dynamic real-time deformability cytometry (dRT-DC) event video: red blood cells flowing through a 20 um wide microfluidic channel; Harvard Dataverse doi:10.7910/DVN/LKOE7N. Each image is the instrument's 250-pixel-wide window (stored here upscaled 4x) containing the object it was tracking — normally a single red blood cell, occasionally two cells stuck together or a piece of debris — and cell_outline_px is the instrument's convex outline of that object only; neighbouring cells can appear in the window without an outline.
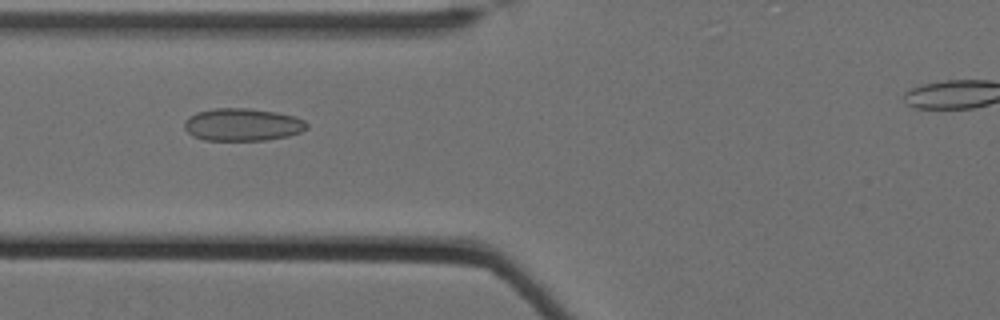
{"species": "Egyptian fruit bat (a non-hibernating species)", "species_latin": "Rousettus aegyptiacus", "temperature_condition": "cold", "stored_images_in_passage": 45, "camera_frame_rate_fps": 3000, "um_per_image_px": 0.085, "animal": {"sex": "female"}, "frame": {"image": 1, "passage_image": 20, "time_ms": 6.333, "image_size_px": [1000, 320], "cell_outline_px": [[308, 128], [300, 132], [288, 136], [264, 140], [204, 140], [192, 136], [184, 128], [184, 120], [188, 116], [196, 112], [216, 108], [244, 108], [276, 112], [296, 116], [304, 120], [308, 124]], "centroid_in_image_um": [20.6, 10.59], "position_along_channel_um": 105.2, "area_um2": 23.35}}
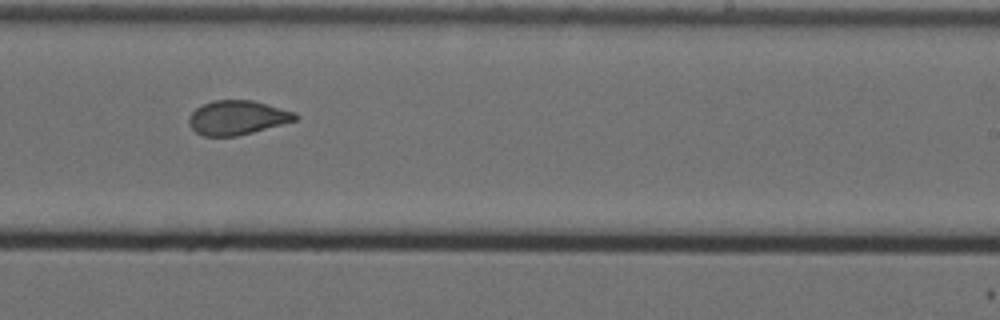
{"frame": {"image": 2, "passage_image": 34, "time_ms": 11.0, "image_size_px": [1000, 320], "cell_outline_px": [[300, 116], [296, 120], [252, 132], [236, 136], [204, 136], [196, 132], [188, 124], [188, 116], [196, 108], [212, 100], [252, 100], [296, 112]], "centroid_in_image_um": [20.16, 9.99], "position_along_channel_um": 268.8, "area_um2": 21.15}}
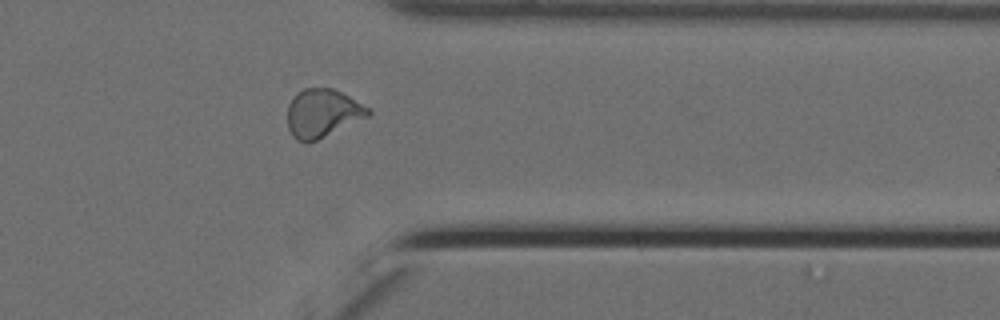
{"frame": {"image": 3, "passage_image": 44, "time_ms": 14.333, "image_size_px": [1000, 320], "cell_outline_px": [[372, 112], [368, 116], [308, 144], [304, 144], [296, 140], [292, 136], [288, 128], [288, 104], [304, 88], [332, 88], [372, 108]], "centroid_in_image_um": [27.41, 9.65], "position_along_channel_um": 384.0, "area_um2": 22.6}}